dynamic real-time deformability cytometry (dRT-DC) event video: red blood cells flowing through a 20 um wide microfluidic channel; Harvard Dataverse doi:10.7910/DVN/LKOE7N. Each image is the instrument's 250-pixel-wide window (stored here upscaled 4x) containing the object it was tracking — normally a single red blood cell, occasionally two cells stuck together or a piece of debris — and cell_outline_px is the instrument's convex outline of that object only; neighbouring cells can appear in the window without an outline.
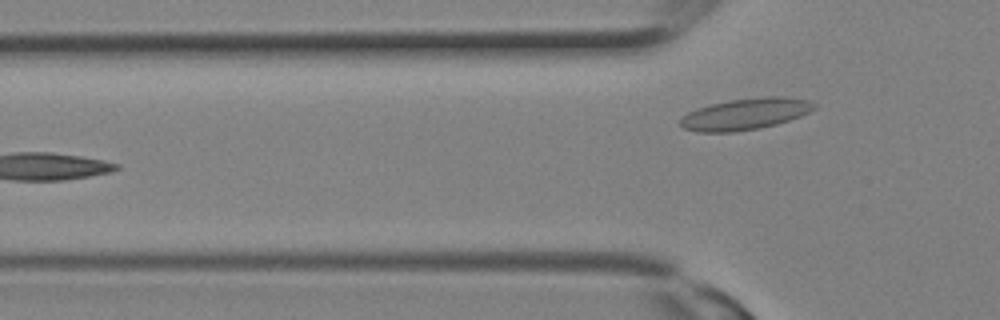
{"species": "Egyptian fruit bat (a non-hibernating species)", "species_latin": "Rousettus aegyptiacus", "temperature_condition": "room temperature", "stored_images_in_passage": 12, "camera_frame_rate_fps": 3000, "um_per_image_px": 0.085, "animal": {"sex": "female"}, "frame": {"image": 1, "passage_image": 12, "time_ms": 3.667, "image_size_px": [1000, 320], "cell_outline_px": [[816, 108], [800, 116], [776, 124], [760, 128], [732, 132], [696, 132], [684, 128], [680, 124], [680, 120], [688, 112], [696, 108], [712, 104], [732, 100], [764, 96], [784, 96], [808, 100], [816, 104]], "centroid_in_image_um": [63.36, 9.69], "position_along_channel_um": 62.4, "area_um2": 24.39}}